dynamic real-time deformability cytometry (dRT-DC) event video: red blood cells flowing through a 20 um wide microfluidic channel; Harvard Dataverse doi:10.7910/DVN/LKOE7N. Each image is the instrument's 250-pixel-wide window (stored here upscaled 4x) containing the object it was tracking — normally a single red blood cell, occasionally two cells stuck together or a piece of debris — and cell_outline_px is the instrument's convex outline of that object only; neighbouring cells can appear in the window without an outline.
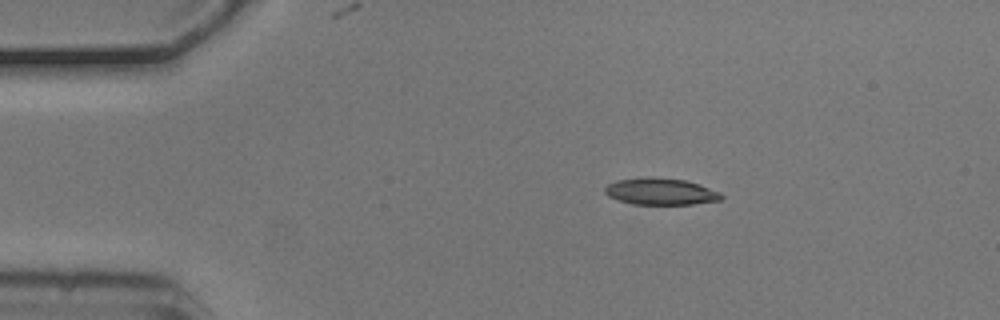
{"species": "common noctule bat (a hibernating species)", "species_latin": "Nyctalus noctula", "temperature_condition": "cold", "stored_images_in_passage": 4, "camera_frame_rate_fps": 3000, "um_per_image_px": 0.085, "animal": {"sex": "male", "body_mass_g": 20.5, "forearm_length_mm": 52.5}, "frame": {"image": 1, "passage_image": 2, "time_ms": 0.333, "image_size_px": [1000, 320], "cell_outline_px": [[724, 196], [720, 200], [692, 204], [632, 204], [608, 196], [604, 192], [604, 188], [608, 184], [616, 180], [684, 180], [700, 184], [720, 192]], "centroid_in_image_um": [56.2, 16.33], "position_along_channel_um": 28.8, "area_um2": 17.17}}
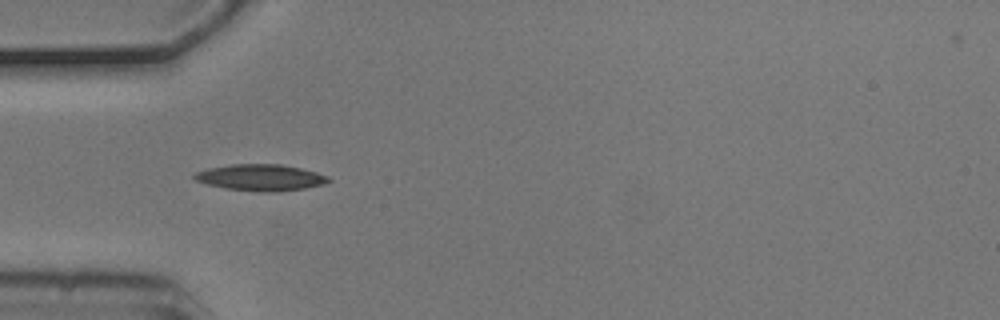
{"frame": {"image": 2, "passage_image": 4, "time_ms": 1.0, "image_size_px": [1000, 320], "cell_outline_px": [[332, 180], [324, 184], [304, 188], [268, 192], [256, 192], [228, 188], [208, 184], [196, 180], [192, 176], [196, 172], [208, 168], [232, 164], [280, 164], [300, 168], [316, 172], [328, 176]], "centroid_in_image_um": [22.16, 15.08], "position_along_channel_um": 62.8, "area_um2": 20.4}}